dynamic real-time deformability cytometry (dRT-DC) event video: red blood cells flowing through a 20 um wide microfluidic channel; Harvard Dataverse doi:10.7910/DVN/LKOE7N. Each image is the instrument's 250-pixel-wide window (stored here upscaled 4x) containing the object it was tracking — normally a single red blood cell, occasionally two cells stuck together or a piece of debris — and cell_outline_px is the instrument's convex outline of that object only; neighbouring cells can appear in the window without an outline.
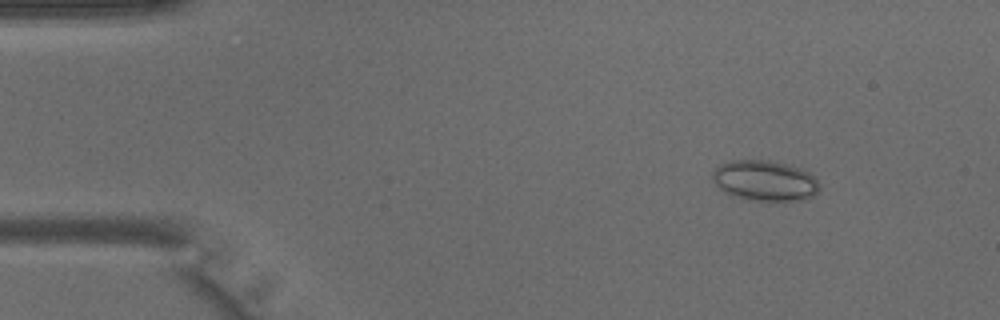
{"species": "common noctule bat (a hibernating species)", "species_latin": "Nyctalus noctula", "temperature_condition": "warm", "stored_images_in_passage": 3, "camera_frame_rate_fps": 3000, "um_per_image_px": 0.085, "animal": {"sex": "male", "body_mass_g": 15.6}, "frame": {"image": 1, "passage_image": 1, "time_ms": 0.0, "image_size_px": [1000, 320], "cell_outline_px": [[820, 188], [812, 196], [804, 200], [748, 200], [732, 196], [724, 192], [712, 180], [712, 172], [720, 164], [732, 160], [768, 160], [804, 168], [820, 184]], "centroid_in_image_um": [65.0, 15.35], "position_along_channel_um": 20.0, "area_um2": 25.32}}